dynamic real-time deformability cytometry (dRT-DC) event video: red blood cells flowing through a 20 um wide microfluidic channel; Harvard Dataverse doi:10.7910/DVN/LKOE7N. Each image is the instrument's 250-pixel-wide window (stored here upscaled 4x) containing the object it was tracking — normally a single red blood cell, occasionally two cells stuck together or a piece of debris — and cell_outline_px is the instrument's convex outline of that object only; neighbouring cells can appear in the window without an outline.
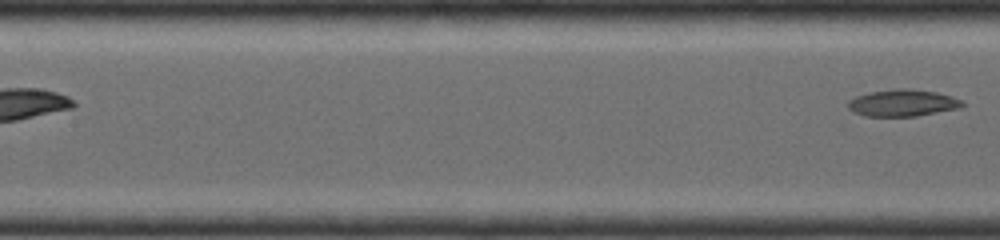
{"species": "common noctule bat (a hibernating species)", "species_latin": "Nyctalus noctula", "temperature_condition": "room temperature", "stored_images_in_passage": 7, "segment_of_instrument_passage": [2, 2], "camera_frame_rate_fps": 4000, "um_per_image_px": 0.085, "animal": {"sex": "female", "body_mass_g": 19.0, "forearm_length_mm": 56.7}, "frame": {"image": 1, "passage_image": 7, "time_ms": 3.75, "image_size_px": [1000, 240], "cell_outline_px": [[964, 104], [960, 108], [916, 116], [864, 116], [848, 108], [848, 100], [856, 96], [868, 92], [892, 88], [908, 88], [936, 92], [952, 96], [960, 100]], "centroid_in_image_um": [76.71, 8.73], "position_along_channel_um": 130.7, "area_um2": 17.92}}